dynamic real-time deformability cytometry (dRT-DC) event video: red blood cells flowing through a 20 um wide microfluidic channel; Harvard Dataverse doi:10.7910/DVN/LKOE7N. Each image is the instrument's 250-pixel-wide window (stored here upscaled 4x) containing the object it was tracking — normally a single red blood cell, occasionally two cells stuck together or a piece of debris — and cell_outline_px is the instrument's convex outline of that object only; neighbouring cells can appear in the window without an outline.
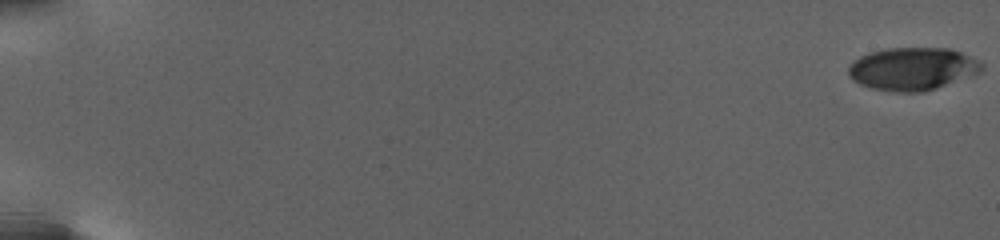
{"species": "human", "species_latin": "Homo sapiens", "temperature_condition": "warm", "stored_images_in_passage": 64, "camera_frame_rate_fps": 3000, "um_per_image_px": 0.085, "donor": {"sex": "female"}, "frame": {"image": 1, "passage_image": 1, "time_ms": 0.0, "image_size_px": [1000, 240], "cell_outline_px": [[984, 68], [980, 72], [936, 88], [924, 92], [896, 92], [872, 88], [860, 84], [852, 80], [848, 76], [848, 64], [852, 60], [868, 52], [884, 48], [948, 48], [960, 52], [980, 60], [984, 64]], "centroid_in_image_um": [77.53, 5.84], "position_along_channel_um": 7.5, "area_um2": 33.47}}
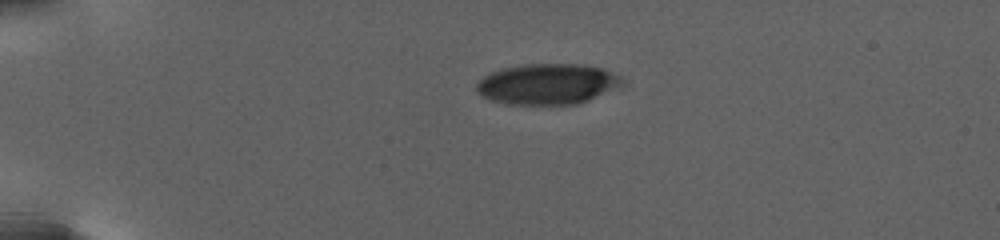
{"frame": {"image": 2, "passage_image": 44, "time_ms": 6.667, "image_size_px": [1000, 240], "cell_outline_px": [[624, 84], [580, 104], [504, 104], [480, 96], [476, 92], [476, 84], [488, 72], [500, 68], [524, 64], [584, 64], [604, 68], [620, 76], [624, 80]], "centroid_in_image_um": [46.51, 7.13], "position_along_channel_um": 38.5, "area_um2": 34.91}}